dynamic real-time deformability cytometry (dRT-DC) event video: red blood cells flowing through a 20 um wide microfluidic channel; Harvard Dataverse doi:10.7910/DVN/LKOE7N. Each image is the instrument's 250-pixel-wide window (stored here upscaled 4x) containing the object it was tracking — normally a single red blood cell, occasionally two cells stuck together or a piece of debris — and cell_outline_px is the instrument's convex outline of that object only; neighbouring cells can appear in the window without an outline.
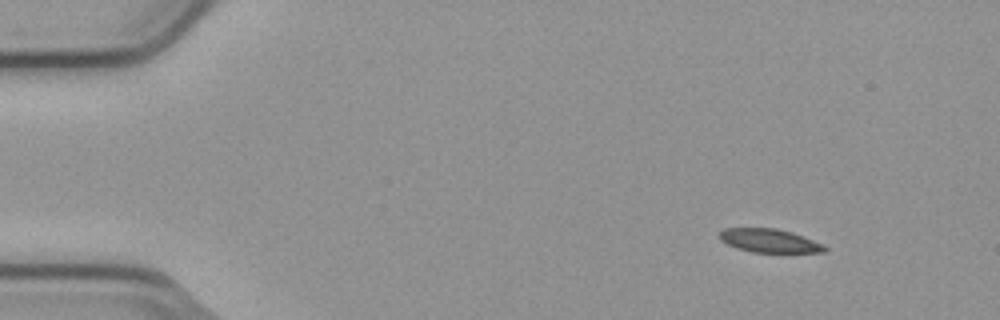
{"species": "common noctule bat (a hibernating species)", "species_latin": "Nyctalus noctula", "temperature_condition": "cold", "stored_images_in_passage": 3, "camera_frame_rate_fps": 3000, "um_per_image_px": 0.085, "animal": {"sex": "male", "body_mass_g": 23.1, "forearm_length_mm": 52.7}, "frame": {"image": 1, "passage_image": 1, "time_ms": 0.0, "image_size_px": [1000, 320], "cell_outline_px": [[828, 248], [824, 252], [752, 252], [736, 248], [720, 240], [720, 232], [724, 228], [776, 228], [792, 232], [804, 236]], "centroid_in_image_um": [65.37, 20.45], "position_along_channel_um": 19.6, "area_um2": 14.28}}